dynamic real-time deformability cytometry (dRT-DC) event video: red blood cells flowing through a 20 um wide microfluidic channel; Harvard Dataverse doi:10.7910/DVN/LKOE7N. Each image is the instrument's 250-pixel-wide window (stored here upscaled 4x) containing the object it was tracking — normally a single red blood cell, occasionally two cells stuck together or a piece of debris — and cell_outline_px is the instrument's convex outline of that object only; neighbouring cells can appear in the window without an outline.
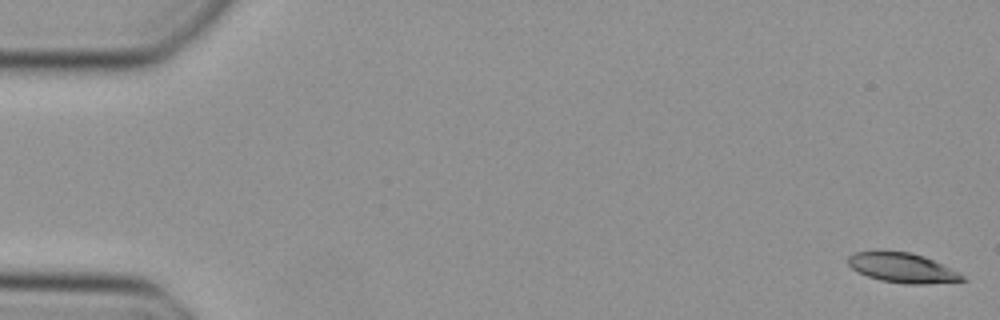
{"species": "Egyptian fruit bat (a non-hibernating species)", "species_latin": "Rousettus aegyptiacus", "temperature_condition": "cold", "stored_images_in_passage": 45, "camera_frame_rate_fps": 3000, "um_per_image_px": 0.085, "animal": {"sex": "female"}, "frame": {"image": 1, "passage_image": 1, "time_ms": 0.0, "image_size_px": [1000, 320], "cell_outline_px": [[968, 280], [924, 284], [904, 284], [880, 280], [856, 272], [848, 264], [848, 256], [856, 252], [876, 248], [912, 252], [924, 256], [960, 272]], "centroid_in_image_um": [76.66, 22.72], "position_along_channel_um": 8.3, "area_um2": 20.46}}
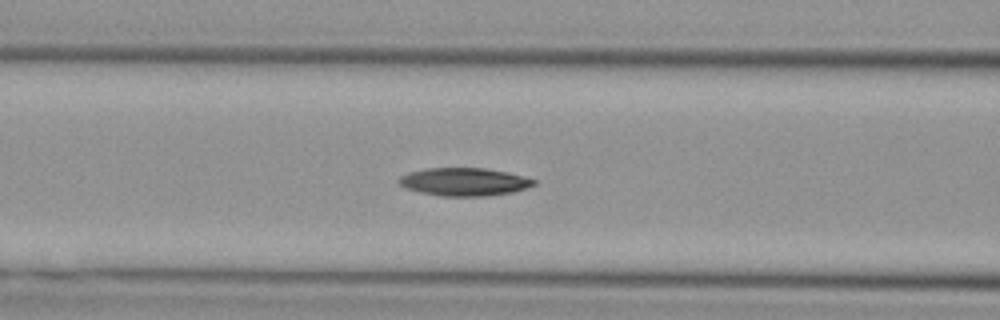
{"frame": {"image": 2, "passage_image": 20, "time_ms": 6.333, "image_size_px": [1000, 320], "cell_outline_px": [[536, 184], [528, 188], [512, 192], [488, 196], [440, 196], [420, 192], [404, 188], [396, 180], [400, 176], [408, 172], [424, 168], [484, 168], [508, 172], [536, 180]], "centroid_in_image_um": [39.43, 15.45], "position_along_channel_um": 127.2, "area_um2": 22.2}}
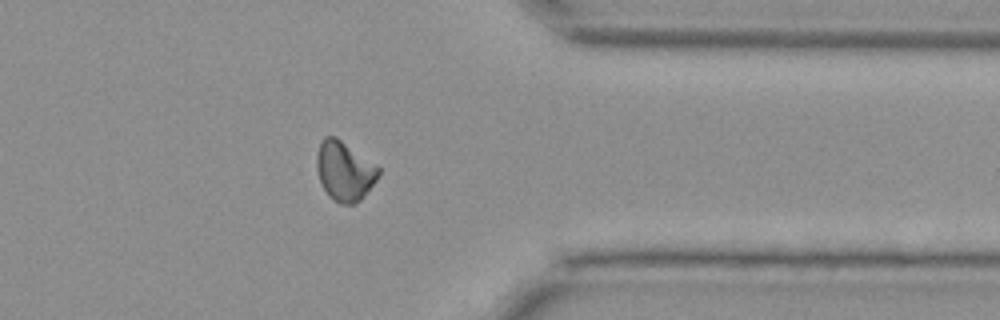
{"frame": {"image": 3, "passage_image": 39, "time_ms": 12.667, "image_size_px": [1000, 320], "cell_outline_px": [[380, 172], [376, 180], [360, 200], [356, 204], [340, 204], [332, 200], [328, 196], [320, 184], [316, 168], [316, 152], [324, 136], [336, 136], [380, 168]], "centroid_in_image_um": [29.24, 14.55], "position_along_channel_um": 382.2, "area_um2": 21.5}}